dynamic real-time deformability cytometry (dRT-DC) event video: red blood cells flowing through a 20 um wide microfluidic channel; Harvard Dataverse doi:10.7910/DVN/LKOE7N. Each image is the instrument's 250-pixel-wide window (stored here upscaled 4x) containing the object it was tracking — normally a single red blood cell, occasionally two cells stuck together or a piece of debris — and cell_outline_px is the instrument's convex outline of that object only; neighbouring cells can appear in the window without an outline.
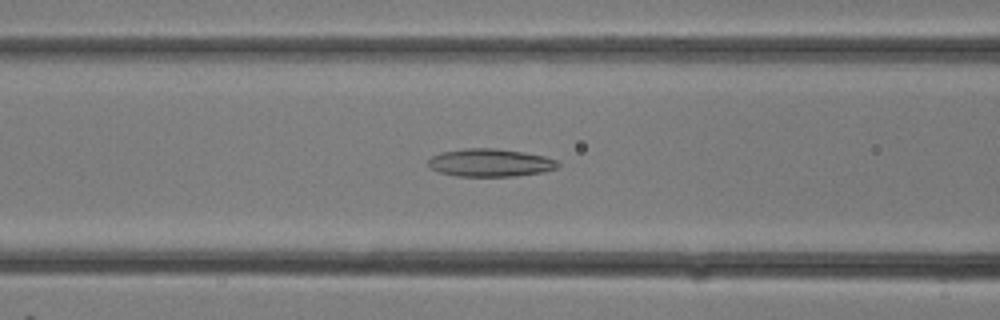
{"species": "common noctule bat (a hibernating species)", "species_latin": "Nyctalus noctula", "temperature_condition": "room temperature", "stored_images_in_passage": 15, "camera_frame_rate_fps": 3000, "um_per_image_px": 0.085, "animal": {"sex": "female"}, "frame": {"image": 1, "passage_image": 11, "time_ms": 3.333, "image_size_px": [1000, 320], "cell_outline_px": [[560, 164], [556, 168], [544, 172], [516, 176], [456, 176], [440, 172], [432, 168], [428, 164], [428, 160], [432, 156], [440, 152], [464, 148], [496, 148], [524, 152], [544, 156], [556, 160]], "centroid_in_image_um": [41.67, 13.82], "position_along_channel_um": 124.9, "area_um2": 21.1}}
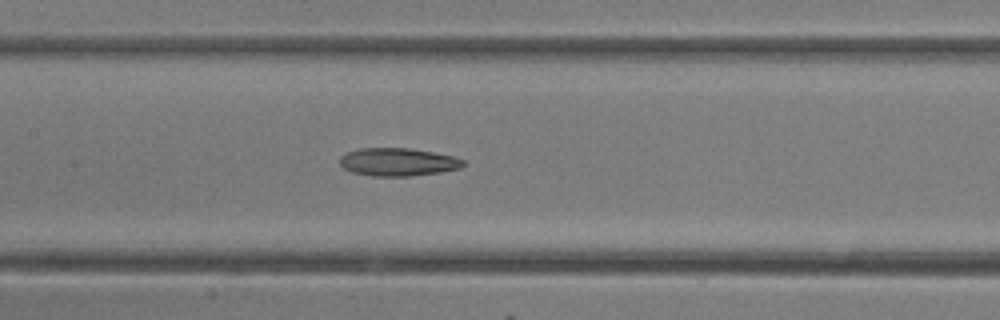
{"frame": {"image": 2, "passage_image": 13, "time_ms": 4.0, "image_size_px": [1000, 320], "cell_outline_px": [[464, 164], [460, 168], [440, 172], [408, 176], [372, 176], [352, 172], [344, 168], [340, 164], [340, 156], [348, 152], [360, 148], [412, 148], [452, 156], [464, 160]], "centroid_in_image_um": [33.8, 13.77], "position_along_channel_um": 173.6, "area_um2": 20.0}}
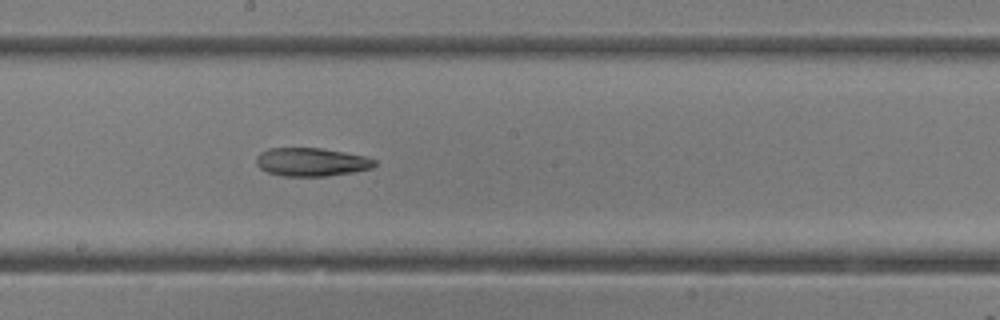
{"frame": {"image": 3, "passage_image": 15, "time_ms": 4.667, "image_size_px": [1000, 320], "cell_outline_px": [[376, 164], [372, 168], [352, 172], [324, 176], [284, 176], [268, 172], [260, 168], [256, 164], [256, 156], [260, 152], [268, 148], [320, 148], [344, 152], [364, 156], [376, 160]], "centroid_in_image_um": [26.44, 13.76], "position_along_channel_um": 221.8, "area_um2": 19.48}}